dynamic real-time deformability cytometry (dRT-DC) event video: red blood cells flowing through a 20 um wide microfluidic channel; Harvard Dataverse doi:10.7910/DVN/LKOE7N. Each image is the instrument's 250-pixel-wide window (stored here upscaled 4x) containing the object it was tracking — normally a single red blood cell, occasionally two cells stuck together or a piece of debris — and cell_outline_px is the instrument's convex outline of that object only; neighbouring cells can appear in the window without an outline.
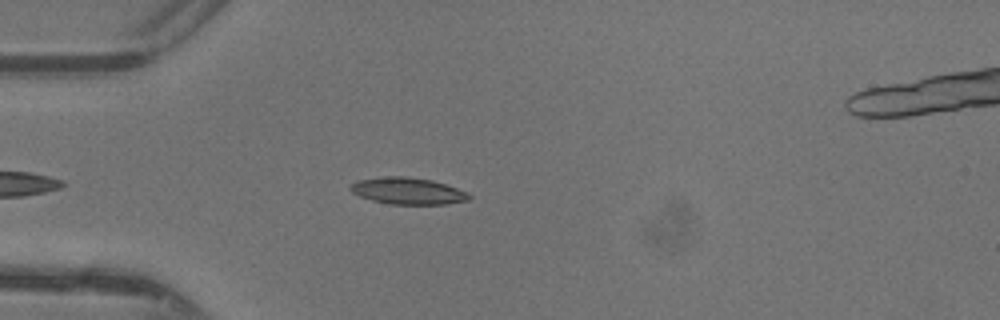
{"species": "common noctule bat (a hibernating species)", "species_latin": "Nyctalus noctula", "temperature_condition": "warm", "stored_images_in_passage": 37, "camera_frame_rate_fps": 3000, "um_per_image_px": 0.085, "animal": {"sex": "female"}, "frame": {"image": 1, "passage_image": 6, "time_ms": 1.667, "image_size_px": [1000, 320], "cell_outline_px": [[472, 196], [468, 200], [444, 204], [392, 204], [372, 200], [360, 196], [352, 192], [348, 188], [356, 180], [384, 176], [408, 176], [432, 180], [468, 192]], "centroid_in_image_um": [34.65, 16.22], "position_along_channel_um": 50.4, "area_um2": 18.44}}
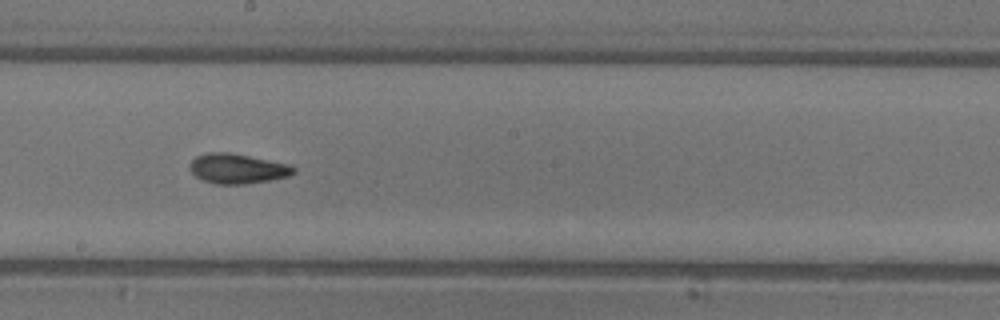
{"frame": {"image": 2, "passage_image": 19, "time_ms": 6.0, "image_size_px": [1000, 320], "cell_outline_px": [[296, 172], [288, 176], [272, 180], [244, 184], [216, 184], [204, 180], [196, 176], [192, 172], [192, 160], [196, 156], [208, 152], [228, 152], [292, 164], [296, 168]], "centroid_in_image_um": [20.26, 14.33], "position_along_channel_um": 227.9, "area_um2": 18.03}}
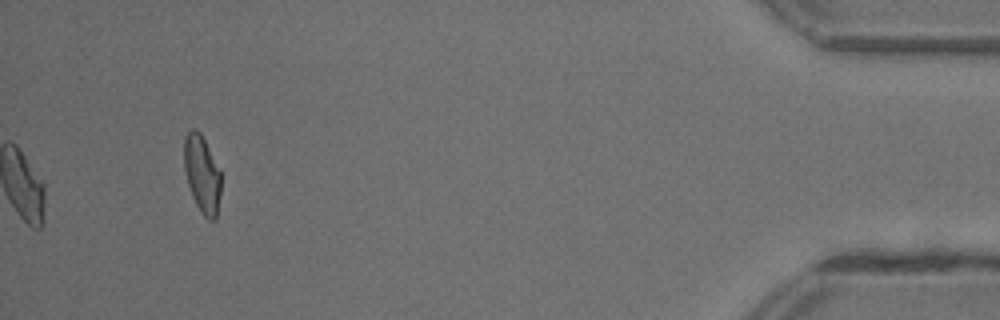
{"frame": {"image": 3, "passage_image": 37, "time_ms": 12.0, "image_size_px": [1000, 320], "cell_outline_px": [[220, 192], [216, 220], [208, 220], [200, 212], [192, 196], [184, 172], [184, 136], [192, 128], [196, 128], [200, 132], [220, 172]], "centroid_in_image_um": [17.15, 14.81], "position_along_channel_um": 418.1, "area_um2": 16.53}, "authors_computed_cell_mechanics": {"area_um2": 17.5134, "velocity_mm_per_s": 4.3975, "shape_relaxation_time_tau1_ms": 6.374, "shape_relaxation_time_tau2_ms": 1.8231, "deformation_change_tau1": 0.1987, "deformation_change_tau2": 0.0855}}